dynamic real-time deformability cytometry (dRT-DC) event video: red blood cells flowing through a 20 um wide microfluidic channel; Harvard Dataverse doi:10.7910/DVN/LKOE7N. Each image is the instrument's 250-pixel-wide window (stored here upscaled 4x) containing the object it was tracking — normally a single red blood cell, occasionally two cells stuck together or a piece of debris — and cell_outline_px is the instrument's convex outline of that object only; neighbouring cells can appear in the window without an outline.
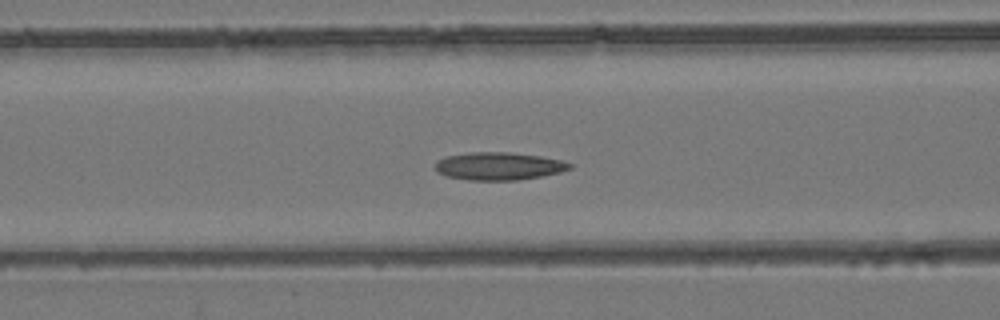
{"species": "common noctule bat (a hibernating species)", "species_latin": "Nyctalus noctula", "temperature_condition": "room temperature", "stored_images_in_passage": 54, "camera_frame_rate_fps": 3000, "um_per_image_px": 0.085, "animal": {"sex": "female", "body_mass_g": 24.6, "forearm_length_mm": 56.2}, "frame": {"image": 1, "passage_image": 22, "time_ms": 7.0, "image_size_px": [1000, 320], "cell_outline_px": [[572, 168], [560, 172], [540, 176], [516, 180], [468, 180], [444, 176], [436, 172], [436, 160], [444, 156], [472, 152], [508, 152], [540, 156], [564, 160], [572, 164]], "centroid_in_image_um": [42.37, 14.12], "position_along_channel_um": 124.2, "area_um2": 21.91}}
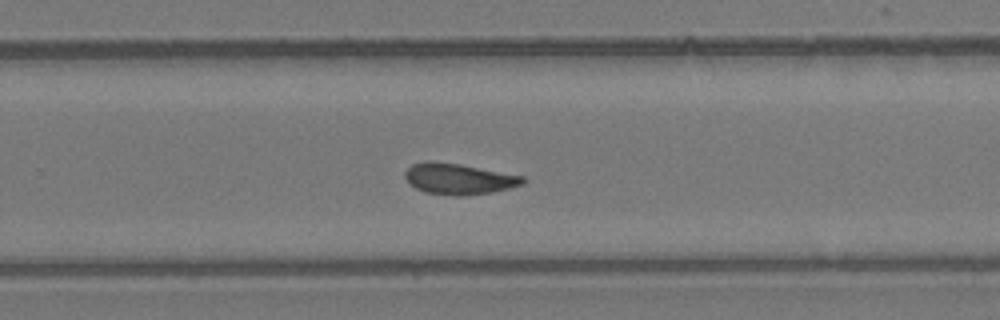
{"frame": {"image": 2, "passage_image": 35, "time_ms": 11.333, "image_size_px": [1000, 320], "cell_outline_px": [[524, 184], [492, 192], [460, 196], [456, 196], [424, 192], [416, 188], [404, 176], [404, 172], [412, 164], [428, 160], [460, 164], [524, 176]], "centroid_in_image_um": [38.98, 15.2], "position_along_channel_um": 290.8, "area_um2": 21.1}}
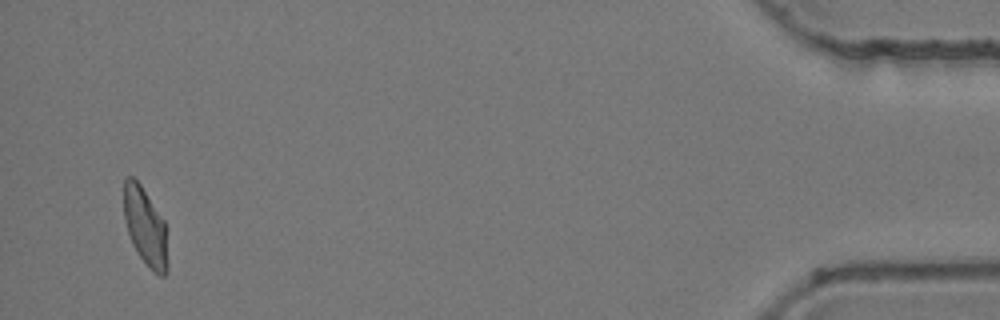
{"frame": {"image": 3, "passage_image": 52, "time_ms": 17.0, "image_size_px": [1000, 320], "cell_outline_px": [[168, 272], [164, 276], [160, 276], [152, 272], [140, 256], [132, 244], [124, 220], [124, 176], [132, 176], [140, 184], [164, 220], [168, 264]], "centroid_in_image_um": [12.35, 19.3], "position_along_channel_um": 422.9, "area_um2": 19.88}, "authors_computed_cell_mechanics": {"area_um2": 21.0681, "velocity_mm_per_s": 3.8518, "shape_relaxation_time_tau1_ms": 4.3522, "shape_relaxation_time_tau2_ms": 2.4956, "deformation_change_tau1": 0.1359, "deformation_change_tau2": 0.0931}}